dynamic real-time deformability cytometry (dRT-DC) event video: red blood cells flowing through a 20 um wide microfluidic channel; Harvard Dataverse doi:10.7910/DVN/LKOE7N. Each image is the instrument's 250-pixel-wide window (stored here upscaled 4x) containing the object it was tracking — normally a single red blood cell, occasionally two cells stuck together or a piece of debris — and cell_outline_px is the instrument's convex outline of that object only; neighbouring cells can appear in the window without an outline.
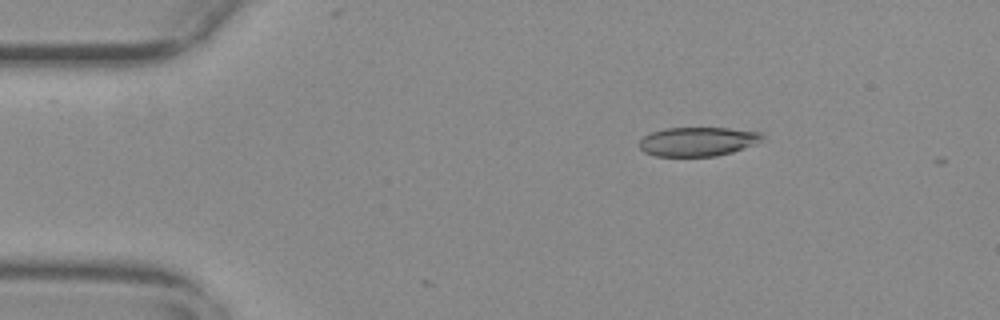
{"species": "common noctule bat (a hibernating species)", "species_latin": "Nyctalus noctula", "temperature_condition": "warm", "stored_images_in_passage": 3, "camera_frame_rate_fps": 3000, "um_per_image_px": 0.085, "animal": {"sex": "female", "body_mass_g": 29.2, "forearm_length_mm": 56.3}, "frame": {"image": 1, "passage_image": 1, "time_ms": 0.0, "image_size_px": [1000, 320], "cell_outline_px": [[764, 136], [732, 152], [716, 156], [656, 156], [644, 152], [640, 148], [640, 140], [644, 136], [652, 132], [664, 128], [728, 128], [764, 132]], "centroid_in_image_um": [59.23, 12.02], "position_along_channel_um": 25.8, "area_um2": 20.4}}